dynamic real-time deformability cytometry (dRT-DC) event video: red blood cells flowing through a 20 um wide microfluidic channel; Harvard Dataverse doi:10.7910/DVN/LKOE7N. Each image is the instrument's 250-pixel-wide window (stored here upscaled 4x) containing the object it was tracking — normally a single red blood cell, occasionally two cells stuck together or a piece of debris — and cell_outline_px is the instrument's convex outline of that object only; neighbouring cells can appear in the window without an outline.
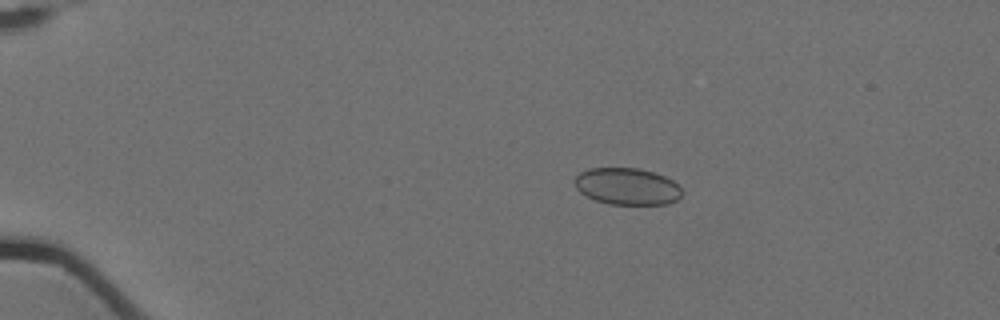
{"species": "Egyptian fruit bat (a non-hibernating species)", "species_latin": "Rousettus aegyptiacus", "temperature_condition": "cold", "stored_images_in_passage": 9, "camera_frame_rate_fps": 3000, "um_per_image_px": 0.085, "animal": {"sex": "female"}, "frame": {"image": 1, "passage_image": 2, "time_ms": 0.333, "image_size_px": [1000, 320], "cell_outline_px": [[684, 192], [676, 200], [668, 204], [608, 204], [596, 200], [580, 192], [576, 188], [576, 176], [580, 172], [588, 168], [636, 168], [652, 172], [664, 176], [672, 180]], "centroid_in_image_um": [53.31, 15.84], "position_along_channel_um": 31.7, "area_um2": 22.83}}
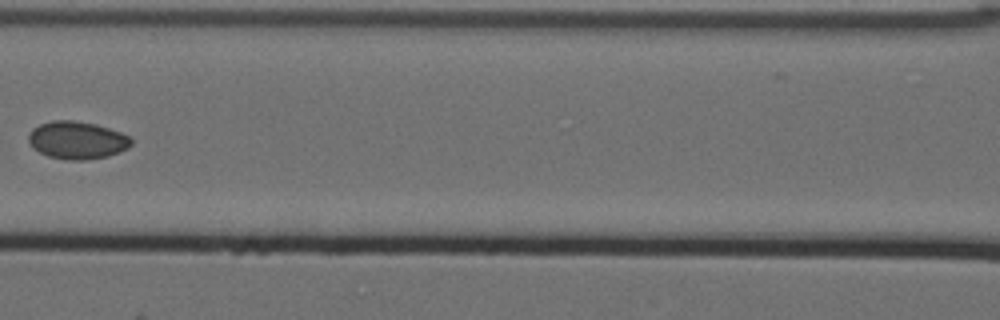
{"frame": {"image": 2, "passage_image": 6, "time_ms": 1.667, "image_size_px": [1000, 320], "cell_outline_px": [[132, 144], [128, 148], [120, 152], [108, 156], [84, 160], [68, 160], [48, 156], [32, 148], [28, 140], [28, 136], [32, 128], [40, 124], [52, 120], [72, 120], [96, 124], [132, 136]], "centroid_in_image_um": [6.56, 11.91], "position_along_channel_um": 160.0, "area_um2": 22.72}}
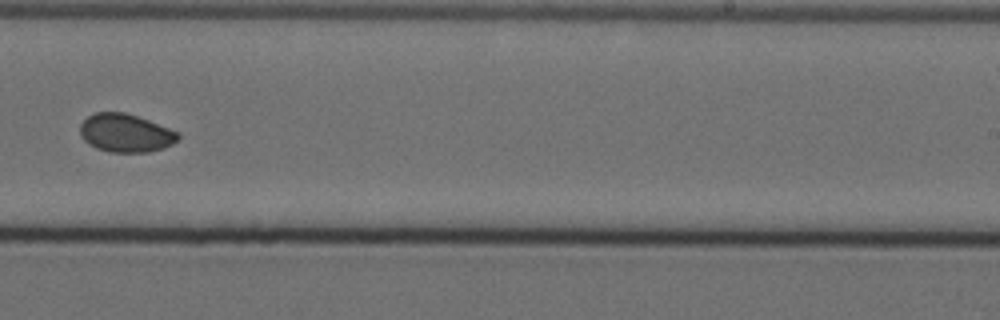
{"frame": {"image": 3, "passage_image": 9, "time_ms": 2.667, "image_size_px": [1000, 320], "cell_outline_px": [[180, 140], [164, 148], [148, 152], [108, 152], [96, 148], [88, 144], [80, 136], [80, 124], [88, 116], [96, 112], [124, 112], [148, 120], [180, 132]], "centroid_in_image_um": [10.69, 11.32], "position_along_channel_um": 278.3, "area_um2": 22.02}}